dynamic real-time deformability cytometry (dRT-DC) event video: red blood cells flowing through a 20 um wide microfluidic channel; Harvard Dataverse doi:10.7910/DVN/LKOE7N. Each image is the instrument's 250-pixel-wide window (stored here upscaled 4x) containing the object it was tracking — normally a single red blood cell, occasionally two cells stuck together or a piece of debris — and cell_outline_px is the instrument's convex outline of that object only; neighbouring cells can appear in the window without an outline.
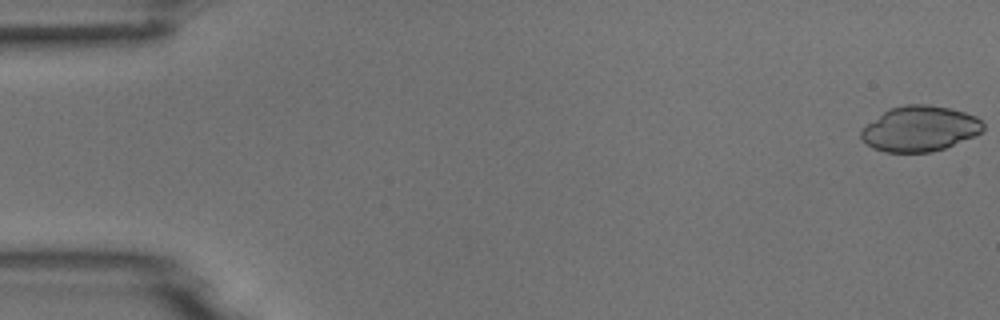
{"species": "common noctule bat (a hibernating species)", "species_latin": "Nyctalus noctula", "temperature_condition": "room temperature", "stored_images_in_passage": 13, "camera_frame_rate_fps": 3000, "um_per_image_px": 0.085, "animal": {"sex": "male", "body_mass_g": 18.8}, "frame": {"image": 1, "passage_image": 1, "time_ms": 0.0, "image_size_px": [1000, 320], "cell_outline_px": [[984, 128], [980, 132], [972, 136], [944, 148], [932, 152], [884, 152], [872, 148], [860, 136], [860, 132], [868, 124], [888, 108], [904, 104], [928, 104], [948, 108], [964, 112], [976, 116], [984, 124]], "centroid_in_image_um": [78.17, 10.93], "position_along_channel_um": 6.8, "area_um2": 31.96}}